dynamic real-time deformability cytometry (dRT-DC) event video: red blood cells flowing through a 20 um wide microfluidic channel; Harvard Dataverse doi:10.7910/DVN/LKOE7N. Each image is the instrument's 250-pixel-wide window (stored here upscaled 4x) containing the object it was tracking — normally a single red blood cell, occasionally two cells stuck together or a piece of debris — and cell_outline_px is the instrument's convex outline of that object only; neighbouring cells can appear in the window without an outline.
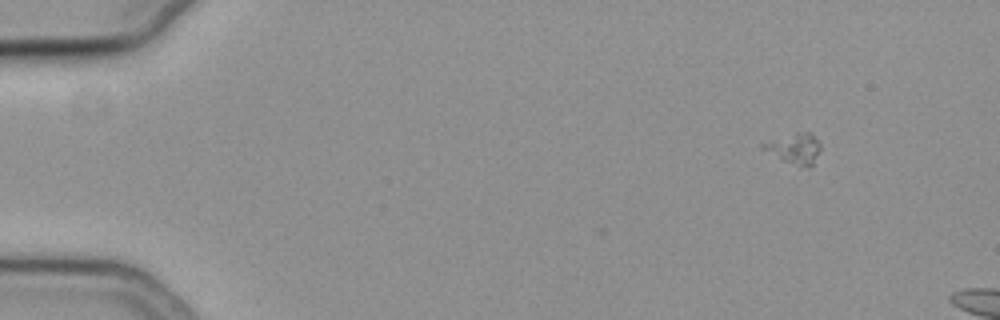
{"species": "common noctule bat (a hibernating species)", "species_latin": "Nyctalus noctula", "temperature_condition": "cold", "stored_images_in_passage": 13, "camera_frame_rate_fps": 3000, "um_per_image_px": 0.085, "animal": {"sex": "female", "body_mass_g": 19.3, "forearm_length_mm": 54.1}, "frame": {"image": 1, "passage_image": 8, "time_ms": 2.333, "image_size_px": [1000, 320], "cell_outline_px": [[820, 148], [812, 164], [808, 168], [800, 168], [760, 148], [760, 144], [796, 132], [812, 132], [820, 144]], "centroid_in_image_um": [67.55, 12.63], "position_along_channel_um": 17.5, "area_um2": 10.06}}